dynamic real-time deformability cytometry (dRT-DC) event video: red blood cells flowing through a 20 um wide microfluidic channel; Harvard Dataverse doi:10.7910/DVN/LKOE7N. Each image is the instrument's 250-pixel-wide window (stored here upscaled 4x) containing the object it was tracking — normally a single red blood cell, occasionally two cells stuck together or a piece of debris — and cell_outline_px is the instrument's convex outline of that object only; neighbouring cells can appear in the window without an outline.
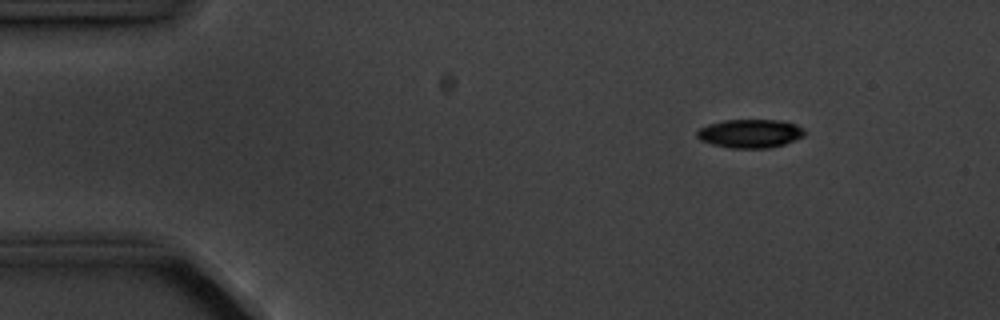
{"species": "common noctule bat (a hibernating species)", "species_latin": "Nyctalus noctula", "temperature_condition": "cold", "stored_images_in_passage": 5, "camera_frame_rate_fps": 3000, "um_per_image_px": 0.085, "animal": {"sex": "male", "body_mass_g": 20.1, "forearm_length_mm": 53.5}, "frame": {"image": 1, "passage_image": 2, "time_ms": 1.0, "image_size_px": [1000, 320], "cell_outline_px": [[804, 136], [784, 144], [768, 148], [732, 148], [712, 144], [700, 140], [696, 136], [696, 132], [700, 128], [708, 124], [724, 120], [780, 120], [796, 124], [804, 132]], "centroid_in_image_um": [63.72, 11.35], "position_along_channel_um": 21.3, "area_um2": 17.8}}